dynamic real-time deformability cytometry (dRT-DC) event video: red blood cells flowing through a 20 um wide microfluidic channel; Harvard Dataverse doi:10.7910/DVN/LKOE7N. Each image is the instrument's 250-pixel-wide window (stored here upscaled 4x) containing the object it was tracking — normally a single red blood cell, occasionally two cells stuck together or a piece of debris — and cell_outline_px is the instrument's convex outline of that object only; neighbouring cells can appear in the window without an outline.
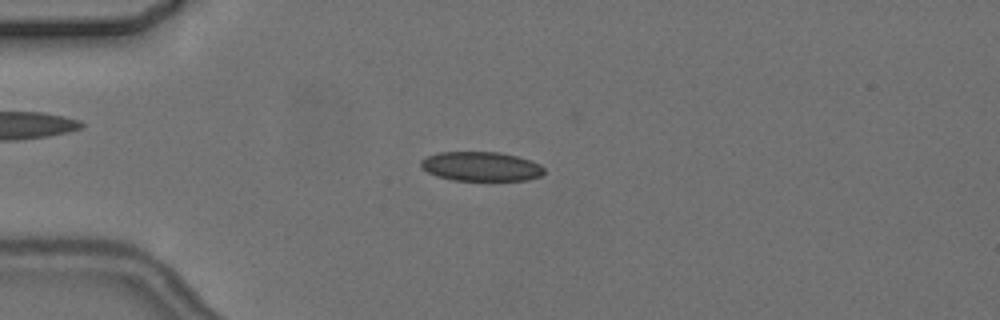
{"species": "common noctule bat (a hibernating species)", "species_latin": "Nyctalus noctula", "temperature_condition": "cold", "stored_images_in_passage": 5, "camera_frame_rate_fps": 3000, "um_per_image_px": 0.085, "animal": {"sex": "female", "body_mass_g": 24.6, "forearm_length_mm": 56.2}, "frame": {"image": 1, "passage_image": 3, "time_ms": 3.333, "image_size_px": [1000, 320], "cell_outline_px": [[544, 172], [540, 176], [528, 180], [452, 180], [436, 176], [420, 168], [420, 160], [428, 156], [440, 152], [500, 152], [516, 156], [540, 164], [544, 168]], "centroid_in_image_um": [40.86, 14.15], "position_along_channel_um": 44.1, "area_um2": 21.04}}
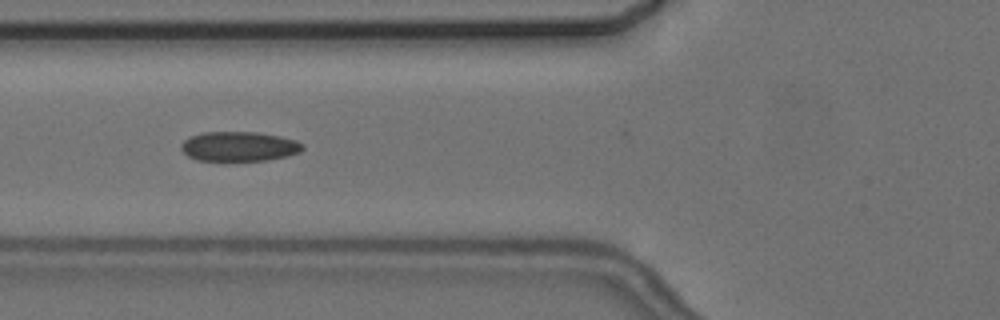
{"frame": {"image": 2, "passage_image": 5, "time_ms": 5.667, "image_size_px": [1000, 320], "cell_outline_px": [[304, 148], [300, 152], [288, 156], [268, 160], [224, 164], [196, 160], [188, 156], [180, 148], [180, 144], [188, 136], [204, 132], [256, 132], [280, 136], [296, 140], [304, 144]], "centroid_in_image_um": [20.28, 12.5], "position_along_channel_um": 105.5, "area_um2": 22.14}}